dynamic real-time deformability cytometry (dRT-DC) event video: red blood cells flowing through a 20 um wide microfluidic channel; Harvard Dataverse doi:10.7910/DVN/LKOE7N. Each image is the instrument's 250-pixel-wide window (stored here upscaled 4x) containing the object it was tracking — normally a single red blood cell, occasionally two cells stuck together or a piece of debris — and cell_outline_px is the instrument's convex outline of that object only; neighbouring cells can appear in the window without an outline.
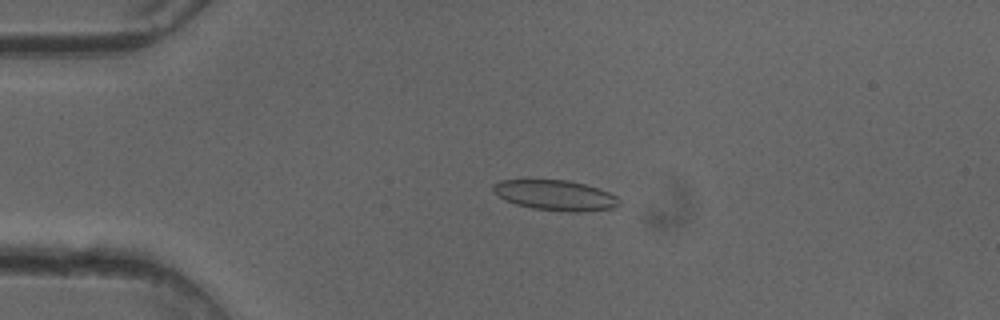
{"species": "common noctule bat (a hibernating species)", "species_latin": "Nyctalus noctula", "temperature_condition": "cold", "stored_images_in_passage": 51, "camera_frame_rate_fps": 3000, "um_per_image_px": 0.085, "animal": {"sex": "female"}, "frame": {"image": 1, "passage_image": 12, "time_ms": 3.667, "image_size_px": [1000, 320], "cell_outline_px": [[620, 204], [612, 208], [580, 212], [568, 212], [532, 208], [516, 204], [504, 200], [492, 192], [492, 184], [500, 180], [568, 180], [584, 184], [608, 192], [616, 196], [620, 200]], "centroid_in_image_um": [47.16, 16.6], "position_along_channel_um": 37.8, "area_um2": 22.25}}
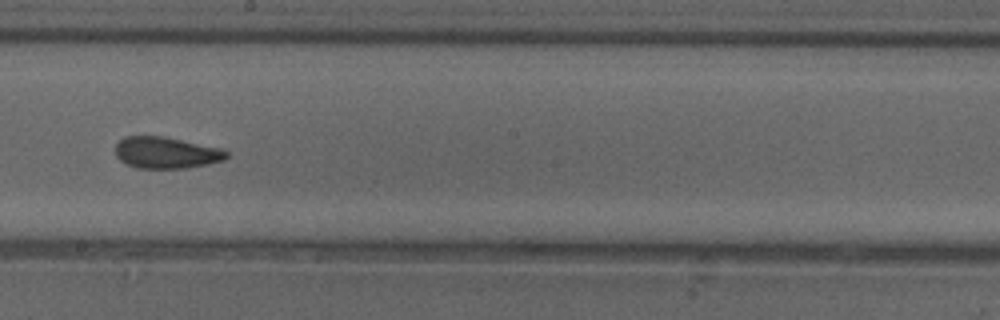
{"frame": {"image": 2, "passage_image": 29, "time_ms": 9.333, "image_size_px": [1000, 320], "cell_outline_px": [[228, 156], [224, 160], [208, 164], [184, 168], [136, 168], [120, 160], [116, 156], [116, 144], [124, 136], [164, 136], [220, 148], [228, 152]], "centroid_in_image_um": [14.12, 12.97], "position_along_channel_um": 234.1, "area_um2": 20.35}}
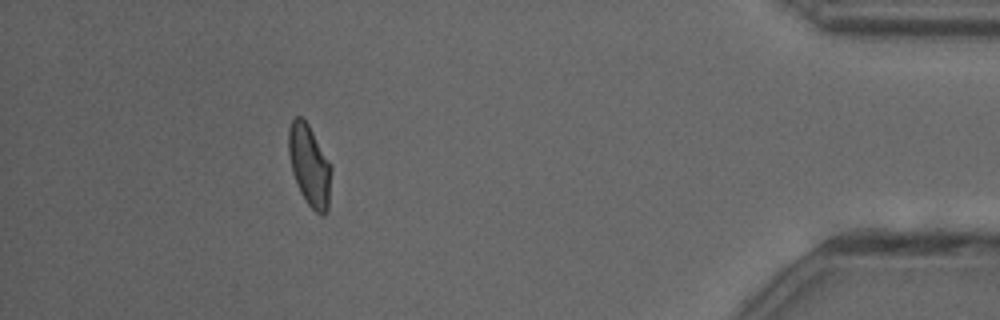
{"frame": {"image": 3, "passage_image": 46, "time_ms": 15.0, "image_size_px": [1000, 320], "cell_outline_px": [[332, 168], [328, 212], [324, 216], [320, 216], [308, 204], [300, 192], [292, 172], [288, 152], [288, 128], [292, 120], [296, 116], [300, 116], [308, 124], [328, 160]], "centroid_in_image_um": [26.3, 14.1], "position_along_channel_um": 408.9, "area_um2": 20.23}, "authors_computed_cell_mechanics": {"area_um2": 21.1548, "velocity_mm_per_s": 4.0721, "shape_relaxation_time_tau1_ms": 5.7228, "shape_relaxation_time_tau2_ms": 1.8872, "deformation_change_tau1": 0.1323, "deformation_change_tau2": 0.0794}}